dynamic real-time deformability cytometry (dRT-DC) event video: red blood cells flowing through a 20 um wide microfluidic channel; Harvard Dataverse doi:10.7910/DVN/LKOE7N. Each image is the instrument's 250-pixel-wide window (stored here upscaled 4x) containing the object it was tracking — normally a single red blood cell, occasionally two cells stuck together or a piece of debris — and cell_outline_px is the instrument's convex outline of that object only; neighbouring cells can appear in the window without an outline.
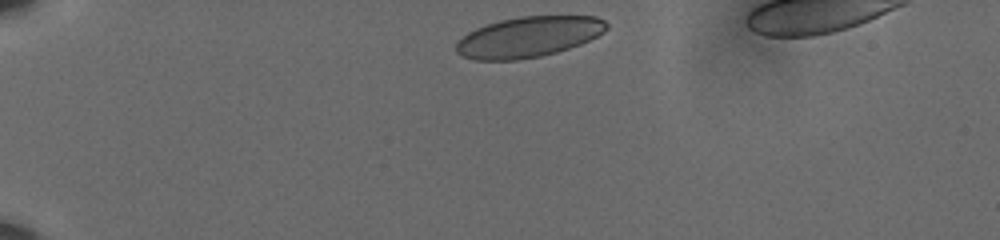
{"species": "human", "species_latin": "Homo sapiens", "temperature_condition": "cold", "stored_images_in_passage": 38, "camera_frame_rate_fps": 3000, "um_per_image_px": 0.085, "donor": {"sex": "male"}, "frame": {"image": 1, "passage_image": 1, "time_ms": 0.0, "image_size_px": [1000, 240], "cell_outline_px": [[608, 28], [604, 32], [580, 44], [556, 52], [540, 56], [516, 60], [472, 60], [460, 56], [456, 52], [456, 44], [468, 32], [476, 28], [500, 20], [520, 16], [596, 16], [604, 20], [608, 24]], "centroid_in_image_um": [44.91, 3.14], "position_along_channel_um": 40.1, "area_um2": 35.49}}
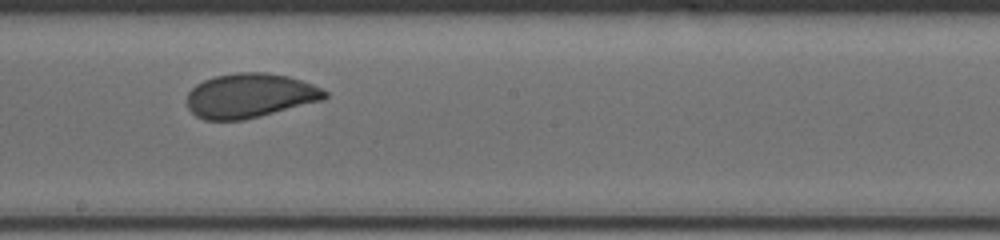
{"frame": {"image": 2, "passage_image": 22, "time_ms": 7.0, "image_size_px": [1000, 240], "cell_outline_px": [[328, 96], [324, 100], [244, 120], [204, 120], [196, 116], [188, 108], [188, 92], [196, 84], [204, 80], [216, 76], [236, 72], [268, 72], [288, 76], [312, 84], [328, 92]], "centroid_in_image_um": [21.25, 8.13], "position_along_channel_um": 227.0, "area_um2": 35.72}}
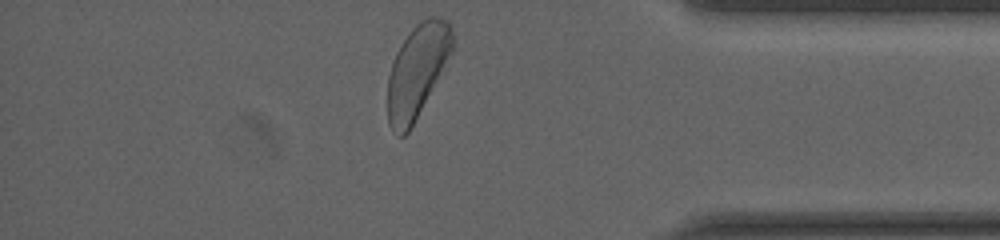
{"frame": {"image": 3, "passage_image": 38, "time_ms": 12.333, "image_size_px": [1000, 240], "cell_outline_px": [[456, 40], [452, 52], [408, 132], [404, 136], [400, 136], [388, 124], [388, 76], [396, 52], [412, 28], [420, 20], [428, 16], [432, 16], [444, 20], [448, 24]], "centroid_in_image_um": [35.46, 5.99], "position_along_channel_um": 399.7, "area_um2": 34.39}, "authors_computed_cell_mechanics": {"area_um2": 35.7204, "velocity_mm_per_s": 3.5828, "shape_relaxation_time_tau1_ms": 4.4407, "shape_relaxation_time_tau2_ms": null, "deformation_change_tau1": 0.1189, "deformation_change_tau2": null}}